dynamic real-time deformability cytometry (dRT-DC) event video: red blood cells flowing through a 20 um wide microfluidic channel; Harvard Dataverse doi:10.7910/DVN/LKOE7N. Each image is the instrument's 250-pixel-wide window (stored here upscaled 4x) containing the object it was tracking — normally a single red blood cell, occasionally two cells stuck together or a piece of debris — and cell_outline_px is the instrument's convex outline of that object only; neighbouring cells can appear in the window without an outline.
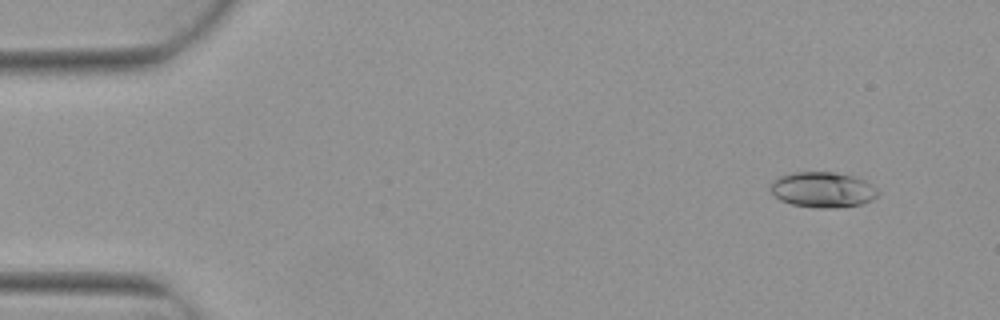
{"species": "Egyptian fruit bat (a non-hibernating species)", "species_latin": "Rousettus aegyptiacus", "temperature_condition": "warm", "stored_images_in_passage": 5, "camera_frame_rate_fps": 3000, "um_per_image_px": 0.085, "animal": {"sex": "female"}, "frame": {"image": 1, "passage_image": 1, "time_ms": 0.0, "image_size_px": [1000, 320], "cell_outline_px": [[880, 192], [872, 200], [864, 204], [836, 208], [820, 208], [792, 204], [780, 200], [768, 188], [768, 184], [772, 180], [780, 176], [792, 172], [836, 172], [852, 176], [864, 180], [872, 184]], "centroid_in_image_um": [69.92, 16.12], "position_along_channel_um": 15.1, "area_um2": 22.48}}
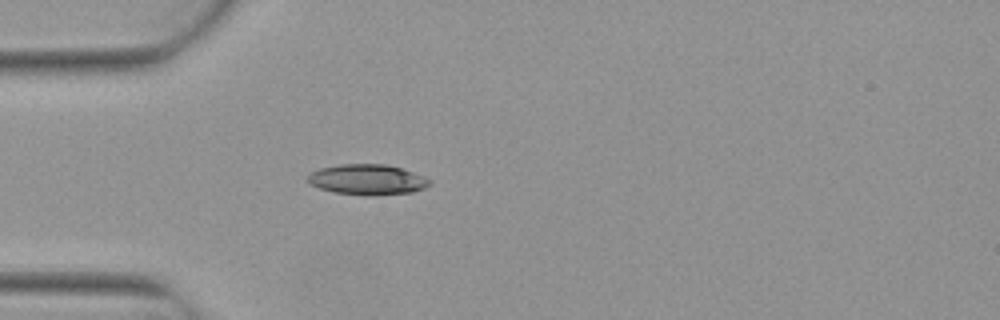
{"frame": {"image": 2, "passage_image": 4, "time_ms": 1.0, "image_size_px": [1000, 320], "cell_outline_px": [[432, 184], [424, 188], [412, 192], [372, 196], [332, 192], [308, 184], [308, 176], [312, 172], [320, 168], [340, 164], [388, 164], [424, 176], [432, 180]], "centroid_in_image_um": [31.24, 15.27], "position_along_channel_um": 53.8, "area_um2": 21.73}}